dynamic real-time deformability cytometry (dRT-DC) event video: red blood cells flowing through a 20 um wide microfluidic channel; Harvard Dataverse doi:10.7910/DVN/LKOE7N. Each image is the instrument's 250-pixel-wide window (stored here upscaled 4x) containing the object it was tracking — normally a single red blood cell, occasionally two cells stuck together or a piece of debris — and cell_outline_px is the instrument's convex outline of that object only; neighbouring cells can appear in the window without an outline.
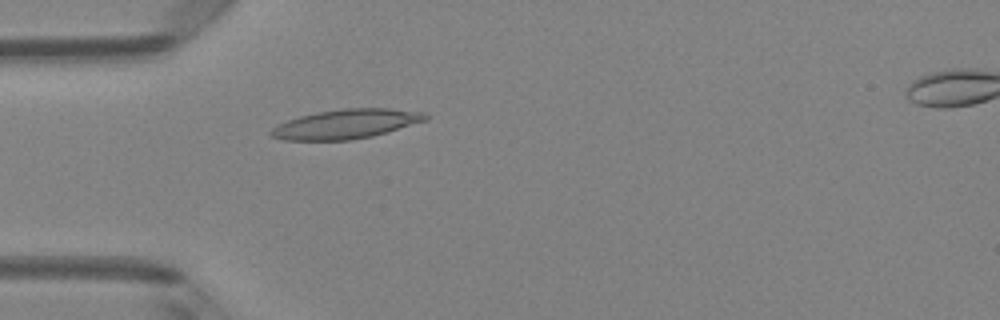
{"species": "Egyptian fruit bat (a non-hibernating species)", "species_latin": "Rousettus aegyptiacus", "temperature_condition": "room temperature", "stored_images_in_passage": 4, "camera_frame_rate_fps": 3000, "um_per_image_px": 0.085, "animal": {"sex": "female"}, "frame": {"image": 1, "passage_image": 3, "time_ms": 0.667, "image_size_px": [1000, 320], "cell_outline_px": [[428, 120], [372, 136], [352, 140], [284, 140], [272, 136], [268, 132], [272, 128], [288, 120], [300, 116], [316, 112], [344, 108], [388, 108], [424, 112], [428, 116]], "centroid_in_image_um": [29.43, 10.54], "position_along_channel_um": 55.6, "area_um2": 26.36}}